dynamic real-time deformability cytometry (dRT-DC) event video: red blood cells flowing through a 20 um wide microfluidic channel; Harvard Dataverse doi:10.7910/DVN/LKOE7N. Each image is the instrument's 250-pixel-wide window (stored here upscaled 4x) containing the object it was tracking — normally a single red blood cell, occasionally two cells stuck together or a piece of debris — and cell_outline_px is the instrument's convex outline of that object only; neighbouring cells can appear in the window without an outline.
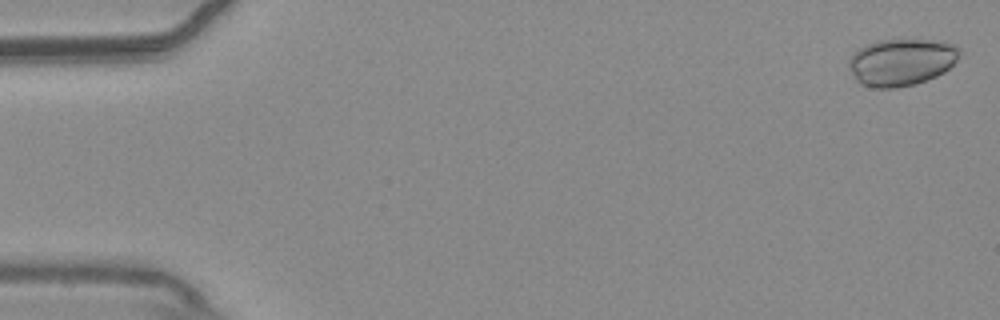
{"species": "common noctule bat (a hibernating species)", "species_latin": "Nyctalus noctula", "temperature_condition": "warm", "stored_images_in_passage": 55, "camera_frame_rate_fps": 3000, "um_per_image_px": 0.085, "animal": {"sex": "male", "body_mass_g": 20.4}, "frame": {"image": 1, "passage_image": 2, "time_ms": 0.333, "image_size_px": [1000, 320], "cell_outline_px": [[960, 52], [956, 60], [944, 72], [936, 76], [916, 84], [896, 88], [872, 88], [860, 84], [852, 76], [848, 68], [848, 60], [852, 52], [864, 44], [876, 40], [944, 40], [956, 44], [960, 48]], "centroid_in_image_um": [76.58, 5.27], "position_along_channel_um": 8.4, "area_um2": 30.98}}
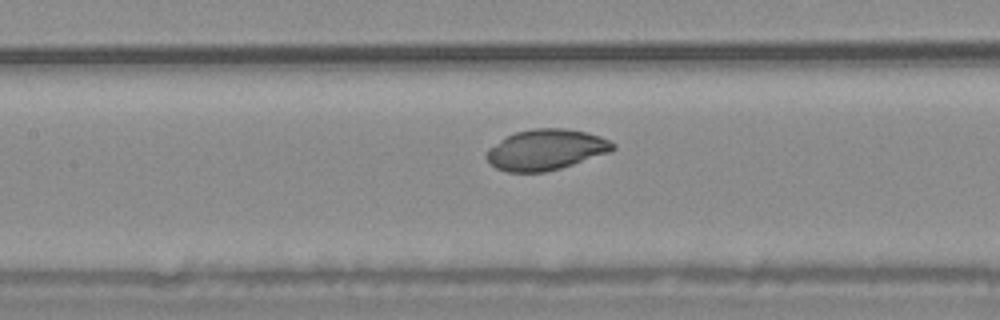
{"frame": {"image": 2, "passage_image": 26, "time_ms": 8.333, "image_size_px": [1000, 320], "cell_outline_px": [[616, 148], [608, 152], [560, 168], [544, 172], [508, 172], [496, 168], [484, 156], [488, 148], [508, 136], [516, 132], [532, 128], [564, 128], [588, 132], [600, 136], [616, 144]], "centroid_in_image_um": [46.39, 12.71], "position_along_channel_um": 161.0, "area_um2": 29.71}}
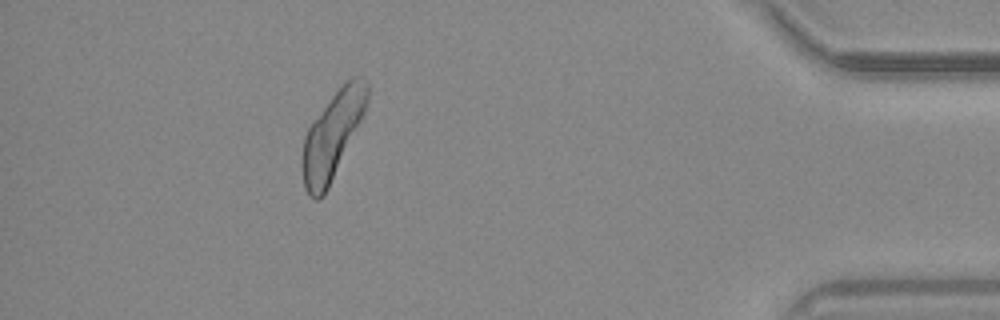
{"frame": {"image": 3, "passage_image": 50, "time_ms": 16.333, "image_size_px": [1000, 320], "cell_outline_px": [[368, 100], [364, 116], [324, 196], [316, 200], [308, 196], [304, 188], [300, 164], [304, 136], [308, 128], [332, 96], [352, 76], [356, 76], [368, 80]], "centroid_in_image_um": [28.25, 11.55], "position_along_channel_um": 407.0, "area_um2": 32.77}}